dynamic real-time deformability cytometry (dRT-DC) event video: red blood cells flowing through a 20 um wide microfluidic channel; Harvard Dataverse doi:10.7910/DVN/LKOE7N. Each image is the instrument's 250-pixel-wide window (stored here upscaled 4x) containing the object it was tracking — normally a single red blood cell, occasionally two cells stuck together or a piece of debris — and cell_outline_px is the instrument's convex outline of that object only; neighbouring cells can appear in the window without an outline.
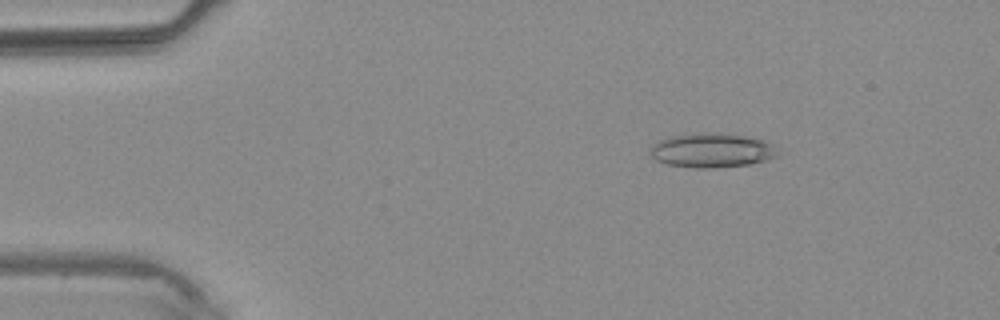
{"species": "common noctule bat (a hibernating species)", "species_latin": "Nyctalus noctula", "temperature_condition": "warm", "stored_images_in_passage": 3, "camera_frame_rate_fps": 3000, "um_per_image_px": 0.085, "animal": {"sex": "male", "body_mass_g": 20.4}, "frame": {"image": 1, "passage_image": 2, "time_ms": 1.0, "image_size_px": [1000, 320], "cell_outline_px": [[780, 156], [748, 164], [712, 168], [692, 168], [668, 164], [656, 160], [652, 156], [648, 148], [652, 144], [660, 140], [672, 136], [704, 132], [720, 132], [744, 136], [764, 140], [772, 144]], "centroid_in_image_um": [60.49, 12.77], "position_along_channel_um": 24.5, "area_um2": 25.55}}